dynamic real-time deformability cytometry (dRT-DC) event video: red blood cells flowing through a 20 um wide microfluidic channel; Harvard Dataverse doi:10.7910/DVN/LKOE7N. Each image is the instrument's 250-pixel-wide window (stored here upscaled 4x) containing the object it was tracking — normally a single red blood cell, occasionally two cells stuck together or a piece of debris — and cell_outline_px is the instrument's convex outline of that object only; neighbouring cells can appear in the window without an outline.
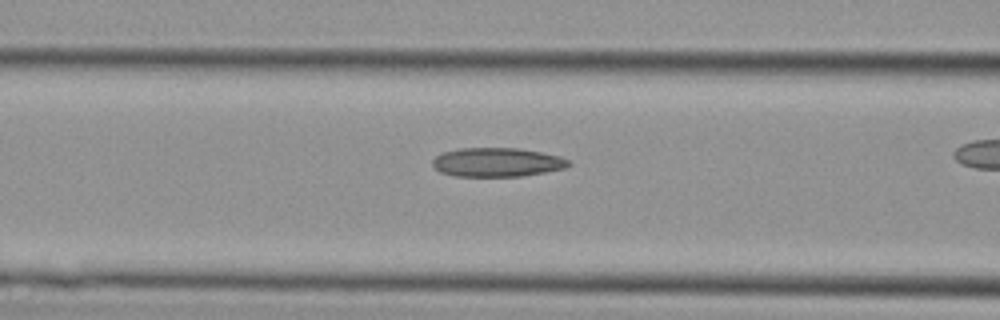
{"species": "Egyptian fruit bat (a non-hibernating species)", "species_latin": "Rousettus aegyptiacus", "temperature_condition": "cold", "stored_images_in_passage": 22, "camera_frame_rate_fps": 3000, "um_per_image_px": 0.085, "animal": {"sex": "female"}, "frame": {"image": 1, "passage_image": 7, "time_ms": 2.0, "image_size_px": [1000, 320], "cell_outline_px": [[572, 164], [568, 168], [524, 176], [456, 176], [440, 172], [432, 164], [432, 160], [440, 152], [460, 148], [520, 148], [560, 156], [568, 160]], "centroid_in_image_um": [42.27, 13.79], "position_along_channel_um": 124.3, "area_um2": 23.18}}
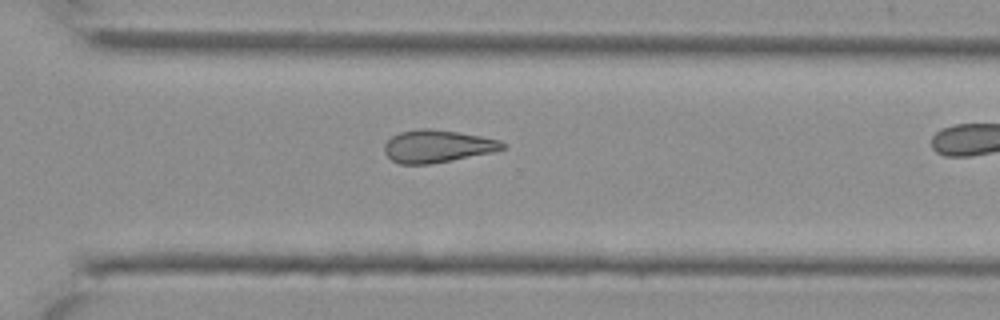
{"frame": {"image": 2, "passage_image": 19, "time_ms": 6.0, "image_size_px": [1000, 320], "cell_outline_px": [[504, 148], [492, 152], [432, 164], [400, 164], [392, 160], [384, 152], [384, 144], [392, 136], [400, 132], [416, 128], [428, 128], [460, 132], [480, 136], [496, 140], [504, 144]], "centroid_in_image_um": [37.11, 12.42], "position_along_channel_um": 333.5, "area_um2": 22.25}}